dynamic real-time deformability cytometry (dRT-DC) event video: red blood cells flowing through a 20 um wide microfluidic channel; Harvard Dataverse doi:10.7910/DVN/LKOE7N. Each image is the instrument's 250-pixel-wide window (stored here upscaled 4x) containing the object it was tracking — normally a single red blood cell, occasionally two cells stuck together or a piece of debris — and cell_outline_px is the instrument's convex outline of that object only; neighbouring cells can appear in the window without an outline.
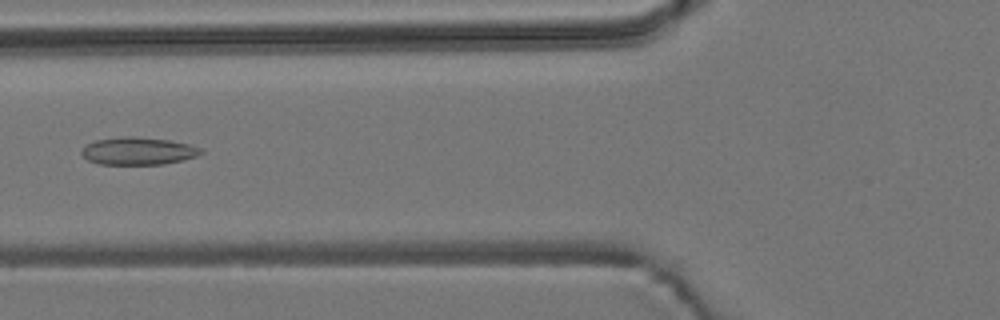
{"species": "common noctule bat (a hibernating species)", "species_latin": "Nyctalus noctula", "temperature_condition": "room temperature", "stored_images_in_passage": 6, "camera_frame_rate_fps": 3000, "um_per_image_px": 0.085, "animal": {"sex": "male", "body_mass_g": 19.2, "forearm_length_mm": 51.8}, "frame": {"image": 1, "passage_image": 6, "time_ms": 1.667, "image_size_px": [1000, 320], "cell_outline_px": [[204, 152], [196, 156], [184, 160], [164, 164], [100, 164], [88, 160], [80, 152], [88, 144], [96, 140], [120, 136], [136, 136], [168, 140], [188, 144], [200, 148]], "centroid_in_image_um": [11.75, 12.83], "position_along_channel_um": 114.0, "area_um2": 19.07}}